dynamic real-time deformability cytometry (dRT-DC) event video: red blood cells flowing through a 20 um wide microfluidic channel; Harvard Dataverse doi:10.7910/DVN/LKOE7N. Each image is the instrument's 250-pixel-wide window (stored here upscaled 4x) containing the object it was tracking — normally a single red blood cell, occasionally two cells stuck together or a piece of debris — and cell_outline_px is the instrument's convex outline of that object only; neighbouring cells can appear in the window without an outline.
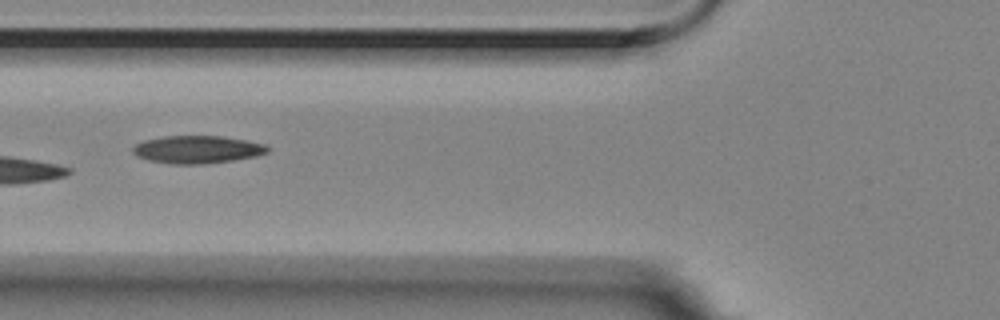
{"species": "Egyptian fruit bat (a non-hibernating species)", "species_latin": "Rousettus aegyptiacus", "temperature_condition": "room temperature", "stored_images_in_passage": 7, "camera_frame_rate_fps": 3000, "um_per_image_px": 0.085, "animal": {"sex": "female"}, "frame": {"image": 1, "passage_image": 3, "time_ms": 0.667, "image_size_px": [1000, 320], "cell_outline_px": [[268, 152], [256, 156], [232, 160], [204, 164], [172, 164], [148, 160], [136, 156], [132, 152], [132, 148], [136, 144], [144, 140], [164, 136], [220, 136], [244, 140], [264, 144], [268, 148]], "centroid_in_image_um": [16.72, 12.71], "position_along_channel_um": 109.1, "area_um2": 21.62}}
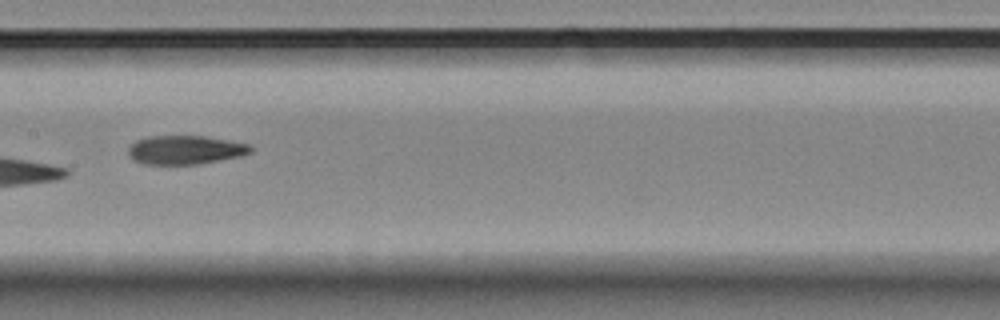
{"frame": {"image": 2, "passage_image": 5, "time_ms": 1.333, "image_size_px": [1000, 320], "cell_outline_px": [[252, 152], [240, 156], [196, 164], [144, 164], [132, 160], [128, 156], [128, 148], [136, 140], [148, 136], [204, 136], [228, 140], [248, 144], [252, 148]], "centroid_in_image_um": [15.7, 12.74], "position_along_channel_um": 191.7, "area_um2": 20.46}}
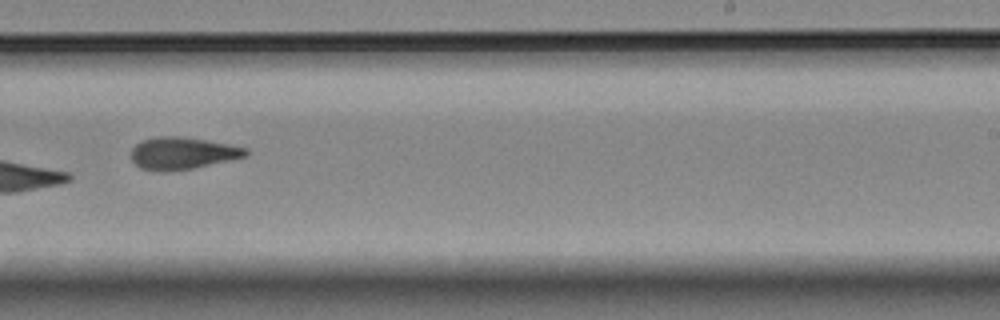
{"frame": {"image": 3, "passage_image": 7, "time_ms": 2.0, "image_size_px": [1000, 320], "cell_outline_px": [[248, 156], [192, 168], [164, 172], [160, 172], [140, 168], [132, 160], [132, 148], [140, 140], [156, 136], [180, 136], [228, 144], [248, 148]], "centroid_in_image_um": [15.48, 13.02], "position_along_channel_um": 273.5, "area_um2": 21.44}}